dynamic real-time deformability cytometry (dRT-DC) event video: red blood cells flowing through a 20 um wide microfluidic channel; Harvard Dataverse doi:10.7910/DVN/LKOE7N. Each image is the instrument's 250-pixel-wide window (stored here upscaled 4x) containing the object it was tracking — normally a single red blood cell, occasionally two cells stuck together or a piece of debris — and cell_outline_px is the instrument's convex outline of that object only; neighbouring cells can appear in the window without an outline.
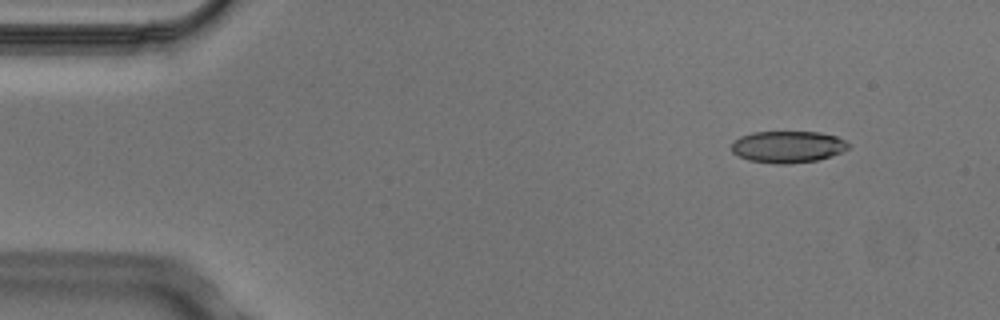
{"species": "Egyptian fruit bat (a non-hibernating species)", "species_latin": "Rousettus aegyptiacus", "temperature_condition": "cold", "stored_images_in_passage": 4, "camera_frame_rate_fps": 3000, "um_per_image_px": 0.085, "animal": {"sex": "male"}, "frame": {"image": 1, "passage_image": 2, "time_ms": 0.333, "image_size_px": [1000, 320], "cell_outline_px": [[852, 144], [848, 148], [832, 156], [816, 160], [788, 164], [776, 164], [748, 160], [732, 152], [732, 144], [740, 136], [752, 132], [820, 132], [836, 136]], "centroid_in_image_um": [66.98, 12.48], "position_along_channel_um": 18.0, "area_um2": 21.62}}